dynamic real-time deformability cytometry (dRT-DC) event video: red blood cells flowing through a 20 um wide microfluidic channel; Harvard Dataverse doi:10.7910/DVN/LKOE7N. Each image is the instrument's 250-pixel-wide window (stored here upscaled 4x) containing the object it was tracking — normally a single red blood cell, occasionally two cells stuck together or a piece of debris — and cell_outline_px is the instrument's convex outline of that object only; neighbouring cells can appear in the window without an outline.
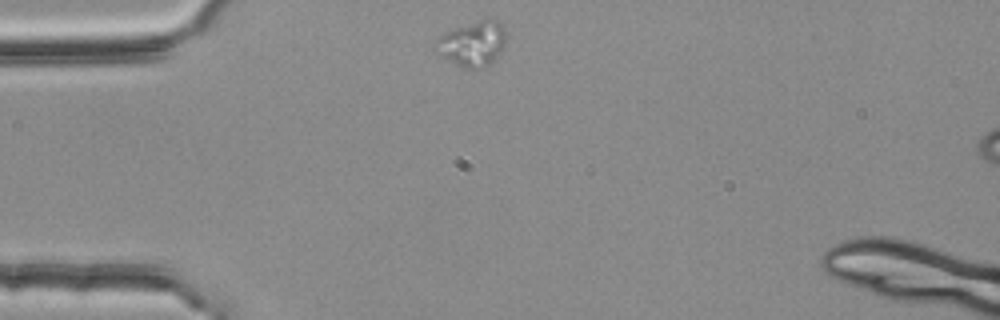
{"species": "common noctule bat (a hibernating species)", "species_latin": "Nyctalus noctula", "temperature_condition": "room temperature", "stored_images_in_passage": 43, "camera_frame_rate_fps": 3000, "um_per_image_px": 0.085, "animal": {"sex": "female", "body_mass_g": 25.1}, "frame": {"image": 1, "passage_image": 1, "time_ms": 0.0, "image_size_px": [1000, 320], "cell_outline_px": [[508, 36], [504, 44], [496, 56], [484, 68], [464, 68], [440, 56], [432, 48], [436, 40], [440, 36], [456, 28], [488, 16], [504, 24]], "centroid_in_image_um": [40.18, 3.68], "position_along_channel_um": 44.8, "area_um2": 18.67}}